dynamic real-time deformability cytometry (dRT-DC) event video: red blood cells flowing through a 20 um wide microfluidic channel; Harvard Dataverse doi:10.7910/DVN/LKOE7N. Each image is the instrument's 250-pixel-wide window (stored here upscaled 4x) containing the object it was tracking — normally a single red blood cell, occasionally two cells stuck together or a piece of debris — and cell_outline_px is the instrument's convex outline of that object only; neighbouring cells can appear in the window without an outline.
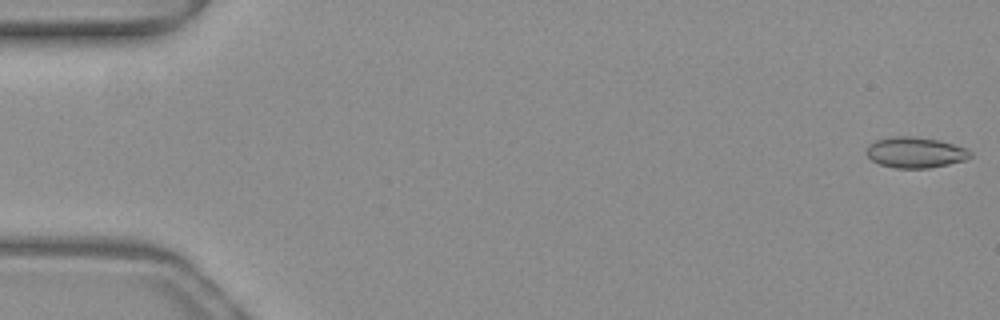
{"species": "common noctule bat (a hibernating species)", "species_latin": "Nyctalus noctula", "temperature_condition": "warm", "stored_images_in_passage": 18, "camera_frame_rate_fps": 3000, "um_per_image_px": 0.085, "animal": {"sex": "female", "body_mass_g": 19.3, "forearm_length_mm": 54.1}, "frame": {"image": 1, "passage_image": 1, "time_ms": 0.0, "image_size_px": [1000, 320], "cell_outline_px": [[972, 156], [964, 160], [948, 164], [928, 168], [896, 168], [880, 164], [872, 160], [864, 152], [864, 148], [868, 144], [876, 140], [892, 136], [912, 136], [940, 140], [968, 148], [972, 152]], "centroid_in_image_um": [77.79, 12.94], "position_along_channel_um": 7.2, "area_um2": 18.84}}
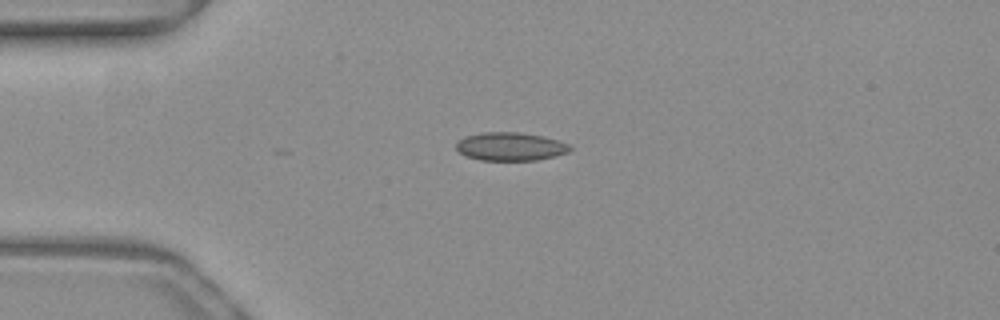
{"frame": {"image": 2, "passage_image": 13, "time_ms": 4.0, "image_size_px": [1000, 320], "cell_outline_px": [[572, 148], [568, 152], [556, 156], [536, 160], [480, 160], [464, 156], [456, 148], [456, 140], [464, 136], [480, 132], [520, 132], [544, 136], [572, 144]], "centroid_in_image_um": [43.38, 12.44], "position_along_channel_um": 41.6, "area_um2": 19.13}}
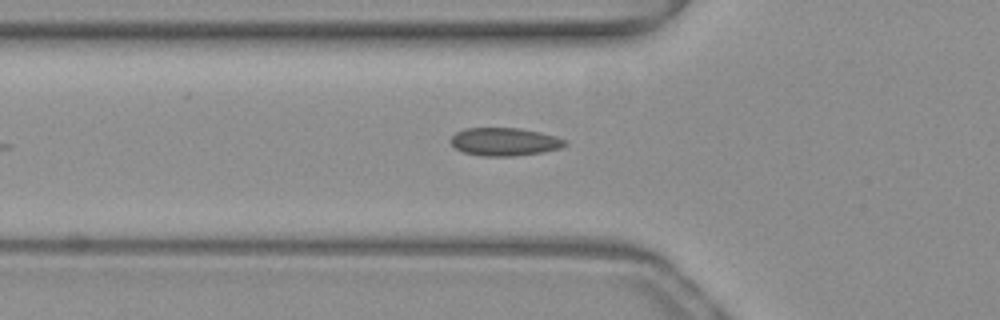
{"frame": {"image": 3, "passage_image": 18, "time_ms": 5.667, "image_size_px": [1000, 320], "cell_outline_px": [[568, 144], [560, 148], [544, 152], [516, 156], [480, 156], [464, 152], [456, 148], [448, 140], [456, 132], [464, 128], [520, 128], [540, 132], [556, 136], [568, 140]], "centroid_in_image_um": [42.91, 12.05], "position_along_channel_um": 82.9, "area_um2": 18.9}}